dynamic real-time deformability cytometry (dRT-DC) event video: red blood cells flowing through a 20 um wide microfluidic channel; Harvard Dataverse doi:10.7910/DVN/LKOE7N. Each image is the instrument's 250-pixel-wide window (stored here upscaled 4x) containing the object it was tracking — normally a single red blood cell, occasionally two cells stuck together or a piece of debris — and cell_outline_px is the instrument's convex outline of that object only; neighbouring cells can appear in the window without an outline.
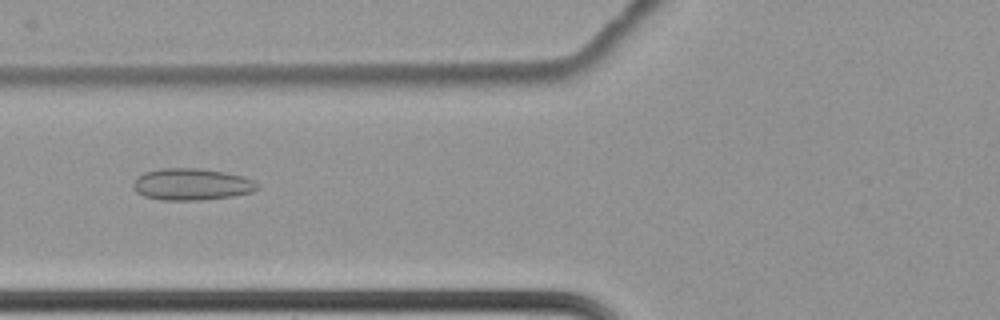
{"species": "common noctule bat (a hibernating species)", "species_latin": "Nyctalus noctula", "temperature_condition": "cold", "stored_images_in_passage": 5, "camera_frame_rate_fps": 3000, "um_per_image_px": 0.085, "animal": {"sex": "female", "body_mass_g": 22.7, "forearm_length_mm": 54.2}, "frame": {"image": 1, "passage_image": 2, "time_ms": 0.333, "image_size_px": [1000, 320], "cell_outline_px": [[260, 188], [252, 192], [232, 196], [204, 200], [160, 200], [144, 196], [136, 192], [132, 184], [136, 176], [144, 172], [160, 168], [200, 168], [224, 172], [244, 176], [260, 184]], "centroid_in_image_um": [16.29, 15.66], "position_along_channel_um": 109.5, "area_um2": 23.29}}
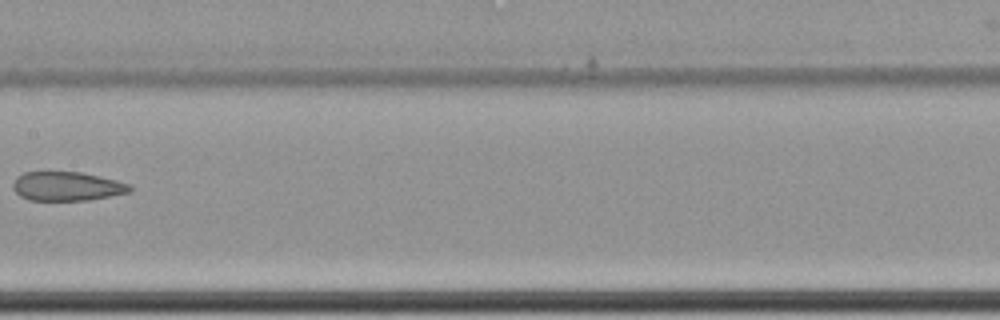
{"frame": {"image": 2, "passage_image": 4, "time_ms": 1.0, "image_size_px": [1000, 320], "cell_outline_px": [[132, 192], [88, 200], [28, 200], [20, 196], [12, 188], [12, 184], [16, 176], [24, 172], [80, 172], [100, 176], [132, 184]], "centroid_in_image_um": [5.7, 15.83], "position_along_channel_um": 201.7, "area_um2": 19.94}}
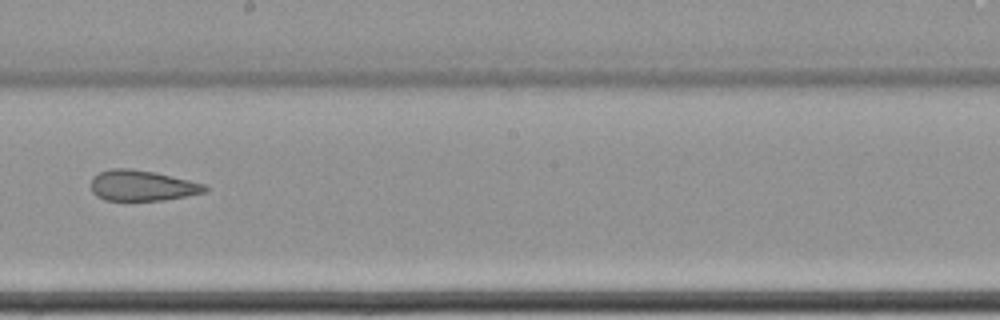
{"frame": {"image": 3, "passage_image": 5, "time_ms": 1.333, "image_size_px": [1000, 320], "cell_outline_px": [[208, 188], [204, 192], [164, 200], [104, 200], [96, 196], [92, 192], [92, 176], [100, 172], [112, 168], [128, 168], [156, 172], [204, 184]], "centroid_in_image_um": [12.04, 15.77], "position_along_channel_um": 236.2, "area_um2": 20.17}}